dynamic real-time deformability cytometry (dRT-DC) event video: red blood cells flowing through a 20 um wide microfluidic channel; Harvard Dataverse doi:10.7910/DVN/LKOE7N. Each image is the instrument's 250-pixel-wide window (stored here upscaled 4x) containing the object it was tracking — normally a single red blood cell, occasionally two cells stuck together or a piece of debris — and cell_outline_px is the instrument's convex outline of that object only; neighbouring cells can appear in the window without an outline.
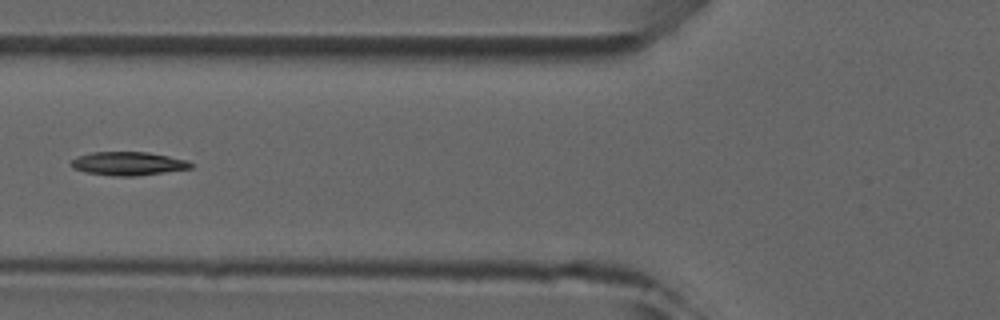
{"species": "common noctule bat (a hibernating species)", "species_latin": "Nyctalus noctula", "temperature_condition": "room temperature", "stored_images_in_passage": 5, "camera_frame_rate_fps": 3000, "um_per_image_px": 0.085, "animal": {"sex": "male", "forearm_length_mm": 52.5}, "frame": {"image": 1, "passage_image": 4, "time_ms": 4.333, "image_size_px": [1000, 320], "cell_outline_px": [[192, 168], [136, 176], [116, 176], [84, 172], [72, 168], [68, 164], [76, 156], [92, 152], [148, 152], [188, 160], [192, 164]], "centroid_in_image_um": [10.85, 13.9], "position_along_channel_um": 115.0, "area_um2": 16.47}}
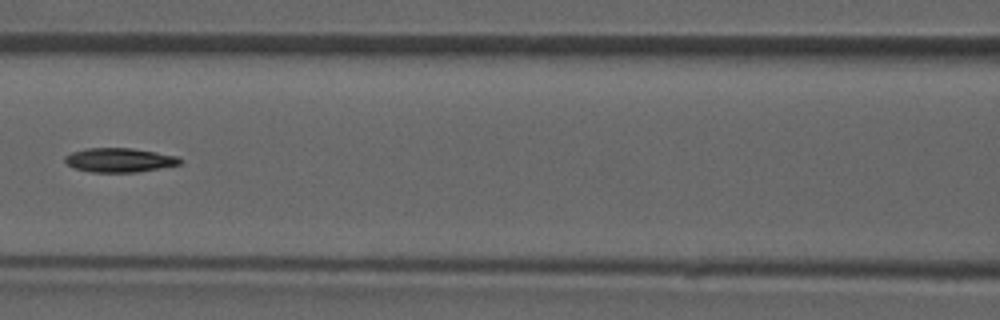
{"frame": {"image": 2, "passage_image": 5, "time_ms": 5.333, "image_size_px": [1000, 320], "cell_outline_px": [[184, 160], [180, 164], [136, 172], [92, 172], [72, 168], [64, 160], [64, 156], [72, 152], [84, 148], [132, 148], [156, 152], [176, 156]], "centroid_in_image_um": [10.12, 13.6], "position_along_channel_um": 156.5, "area_um2": 16.18}}